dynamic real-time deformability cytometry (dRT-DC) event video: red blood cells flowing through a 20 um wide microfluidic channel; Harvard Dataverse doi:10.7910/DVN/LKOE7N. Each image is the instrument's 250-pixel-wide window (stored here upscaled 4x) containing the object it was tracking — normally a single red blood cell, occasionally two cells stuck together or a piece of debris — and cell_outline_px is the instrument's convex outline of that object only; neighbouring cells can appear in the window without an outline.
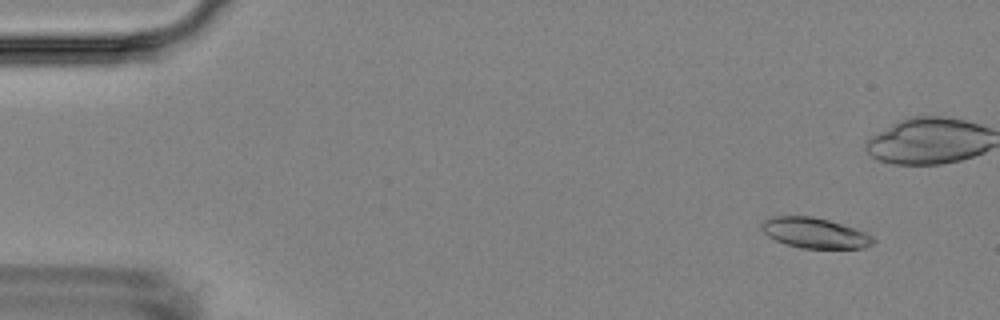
{"species": "Egyptian fruit bat (a non-hibernating species)", "species_latin": "Rousettus aegyptiacus", "temperature_condition": "room temperature", "stored_images_in_passage": 6, "camera_frame_rate_fps": 3000, "um_per_image_px": 0.085, "animal": {"sex": "female"}, "frame": {"image": 1, "passage_image": 2, "time_ms": 1.0, "image_size_px": [1000, 320], "cell_outline_px": [[876, 240], [872, 244], [864, 248], [800, 248], [776, 240], [768, 236], [760, 228], [760, 224], [764, 220], [772, 216], [812, 216], [828, 220], [864, 232], [872, 236]], "centroid_in_image_um": [69.22, 19.8], "position_along_channel_um": 15.8, "area_um2": 19.54}}